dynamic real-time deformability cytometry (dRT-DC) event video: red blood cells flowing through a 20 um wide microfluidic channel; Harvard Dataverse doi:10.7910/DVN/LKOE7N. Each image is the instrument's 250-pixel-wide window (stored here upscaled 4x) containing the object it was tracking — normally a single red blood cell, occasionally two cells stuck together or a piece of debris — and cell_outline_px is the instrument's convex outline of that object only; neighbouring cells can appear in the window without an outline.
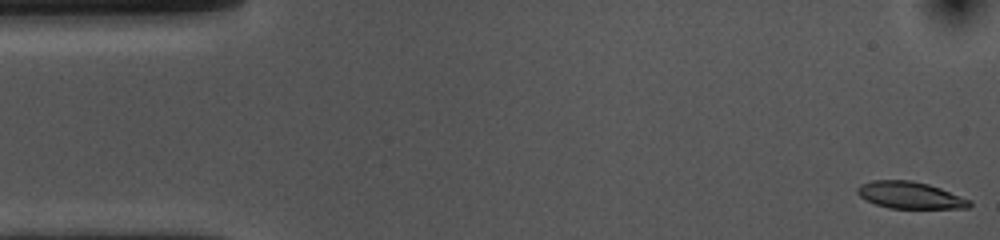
{"species": "common noctule bat (a hibernating species)", "species_latin": "Nyctalus noctula", "temperature_condition": "cold", "stored_images_in_passage": 55, "camera_frame_rate_fps": 3000, "um_per_image_px": 0.085, "animal": {"sex": "female", "body_mass_g": 10.0, "forearm_length_mm": 53.1}, "frame": {"image": 1, "passage_image": 1, "time_ms": 0.0, "image_size_px": [1000, 240], "cell_outline_px": [[972, 204], [968, 208], [888, 208], [876, 204], [860, 196], [856, 192], [856, 188], [860, 184], [872, 180], [912, 180], [928, 184], [940, 188], [972, 200]], "centroid_in_image_um": [77.36, 16.58], "position_along_channel_um": 7.6, "area_um2": 17.57}}
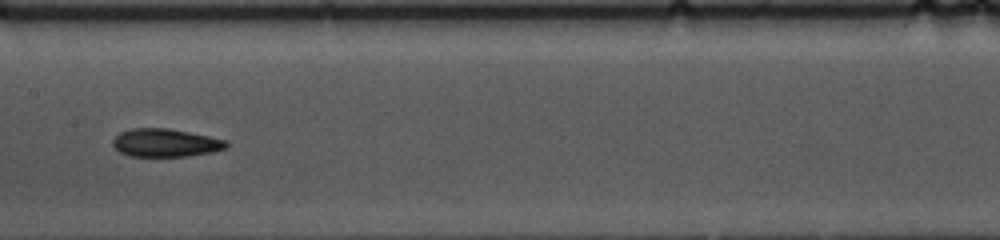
{"frame": {"image": 2, "passage_image": 26, "time_ms": 8.333, "image_size_px": [1000, 240], "cell_outline_px": [[228, 148], [212, 152], [188, 156], [128, 156], [120, 152], [112, 144], [112, 140], [120, 132], [132, 128], [168, 128], [228, 140]], "centroid_in_image_um": [14.08, 12.14], "position_along_channel_um": 193.3, "area_um2": 18.61}}
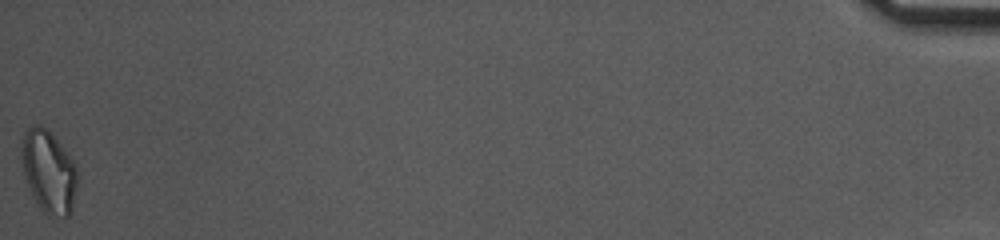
{"frame": {"image": 3, "passage_image": 55, "time_ms": 18.0, "image_size_px": [1000, 240], "cell_outline_px": [[76, 184], [72, 208], [68, 216], [52, 220], [40, 208], [28, 188], [24, 176], [20, 156], [20, 148], [24, 132], [32, 124], [40, 124], [48, 128], [64, 148], [76, 164]], "centroid_in_image_um": [4.1, 14.57], "position_along_channel_um": 431.1, "area_um2": 27.4}, "authors_computed_cell_mechanics": {"area_um2": 18.6116, "velocity_mm_per_s": 3.5537, "shape_relaxation_time_tau1_ms": 4.0522, "shape_relaxation_time_tau2_ms": 3.4122, "deformation_change_tau1": 0.1339, "deformation_change_tau2": 0.1024}}